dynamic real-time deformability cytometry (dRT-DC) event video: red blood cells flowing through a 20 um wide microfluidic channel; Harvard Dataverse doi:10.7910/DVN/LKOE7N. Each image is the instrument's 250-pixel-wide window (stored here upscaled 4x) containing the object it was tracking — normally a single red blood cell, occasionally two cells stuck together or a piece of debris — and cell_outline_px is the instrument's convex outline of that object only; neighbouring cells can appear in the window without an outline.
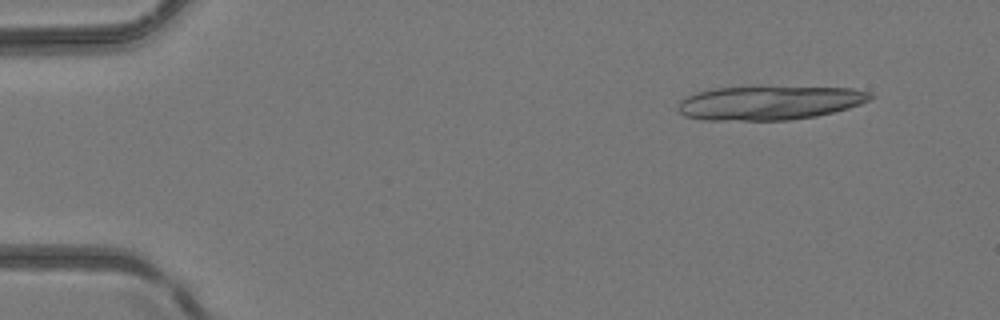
{"species": "common noctule bat (a hibernating species)", "species_latin": "Nyctalus noctula", "temperature_condition": "room temperature", "stored_images_in_passage": 4, "camera_frame_rate_fps": 3000, "um_per_image_px": 0.085, "animal": {"sex": "female", "body_mass_g": 24.6, "forearm_length_mm": 56.2}, "frame": {"image": 1, "passage_image": 4, "time_ms": 4.0, "image_size_px": [1000, 320], "cell_outline_px": [[876, 96], [860, 104], [848, 108], [816, 116], [788, 120], [704, 120], [684, 116], [680, 112], [680, 100], [696, 92], [712, 88], [752, 84], [760, 84], [852, 88], [872, 92]], "centroid_in_image_um": [65.43, 8.68], "position_along_channel_um": 19.6, "area_um2": 39.59}}